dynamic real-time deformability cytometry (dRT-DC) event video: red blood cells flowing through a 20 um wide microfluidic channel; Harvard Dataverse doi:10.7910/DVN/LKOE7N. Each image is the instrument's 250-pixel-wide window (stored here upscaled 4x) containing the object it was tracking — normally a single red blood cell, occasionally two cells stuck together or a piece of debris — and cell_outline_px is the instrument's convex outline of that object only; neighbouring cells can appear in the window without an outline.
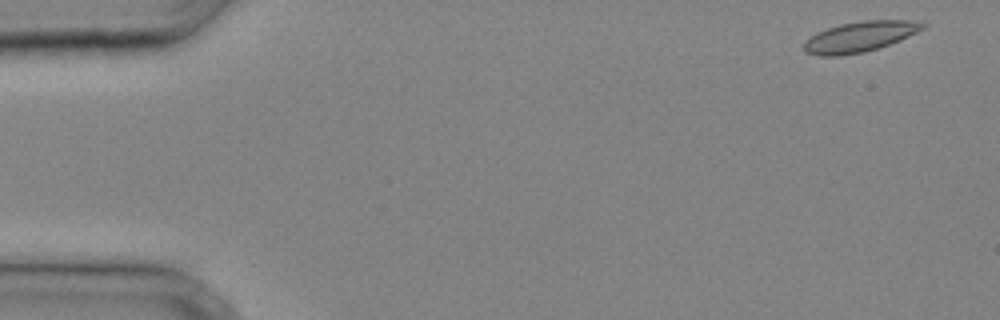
{"species": "common noctule bat (a hibernating species)", "species_latin": "Nyctalus noctula", "temperature_condition": "cold", "stored_images_in_passage": 30, "camera_frame_rate_fps": 3000, "um_per_image_px": 0.085, "animal": {"sex": "male", "body_mass_g": 20.4}, "frame": {"image": 1, "passage_image": 1, "time_ms": 0.0, "image_size_px": [1000, 320], "cell_outline_px": [[928, 24], [924, 28], [900, 40], [864, 52], [840, 56], [820, 56], [804, 52], [804, 40], [816, 32], [840, 24], [864, 20], [908, 20]], "centroid_in_image_um": [73.03, 3.12], "position_along_channel_um": 12.0, "area_um2": 20.98}}
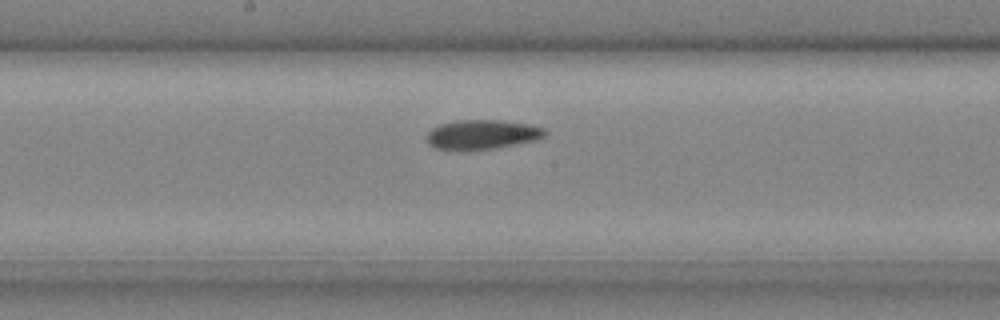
{"frame": {"image": 2, "passage_image": 18, "time_ms": 5.667, "image_size_px": [1000, 320], "cell_outline_px": [[548, 132], [544, 136], [536, 140], [500, 148], [464, 152], [432, 148], [428, 144], [424, 136], [432, 128], [440, 124], [456, 120], [500, 120], [528, 124], [544, 128]], "centroid_in_image_um": [40.92, 11.47], "position_along_channel_um": 207.3, "area_um2": 21.1}}
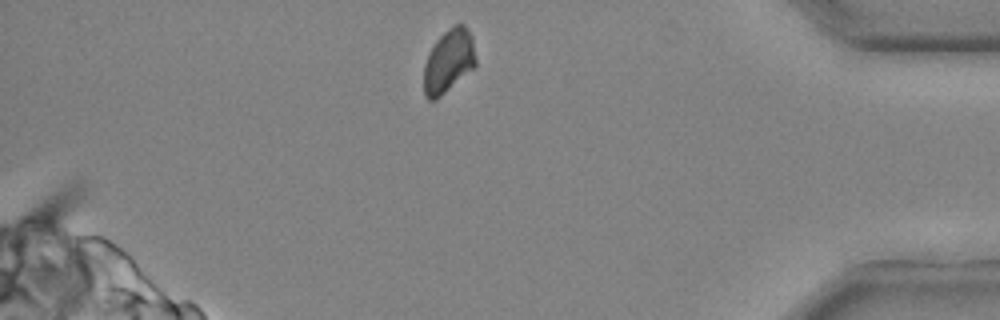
{"frame": {"image": 3, "passage_image": 30, "time_ms": 9.667, "image_size_px": [1000, 320], "cell_outline_px": [[476, 68], [436, 100], [428, 100], [424, 96], [424, 64], [428, 52], [436, 40], [448, 28], [456, 24], [464, 24], [468, 28], [472, 36], [476, 60]], "centroid_in_image_um": [38.14, 5.21], "position_along_channel_um": 397.1, "area_um2": 19.65}}